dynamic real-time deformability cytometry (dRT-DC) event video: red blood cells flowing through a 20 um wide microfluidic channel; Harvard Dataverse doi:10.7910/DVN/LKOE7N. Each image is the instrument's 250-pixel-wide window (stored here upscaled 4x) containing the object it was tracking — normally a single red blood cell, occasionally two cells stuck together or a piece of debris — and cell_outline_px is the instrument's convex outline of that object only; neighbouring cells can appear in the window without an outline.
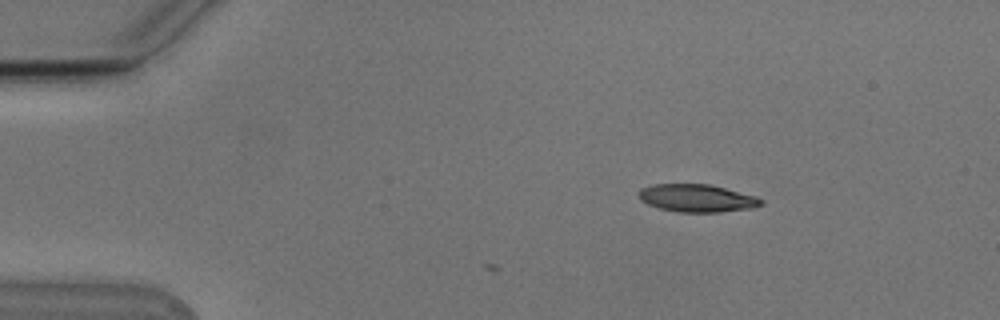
{"species": "Egyptian fruit bat (a non-hibernating species)", "species_latin": "Rousettus aegyptiacus", "temperature_condition": "cold", "stored_images_in_passage": 2, "camera_frame_rate_fps": 3000, "um_per_image_px": 0.085, "animal": {"sex": "male"}, "frame": {"image": 1, "passage_image": 2, "time_ms": 0.333, "image_size_px": [1000, 320], "cell_outline_px": [[764, 204], [752, 208], [716, 212], [680, 212], [660, 208], [648, 204], [640, 200], [640, 188], [652, 184], [708, 184], [756, 196], [764, 200]], "centroid_in_image_um": [59.25, 16.84], "position_along_channel_um": 25.7, "area_um2": 19.59}}